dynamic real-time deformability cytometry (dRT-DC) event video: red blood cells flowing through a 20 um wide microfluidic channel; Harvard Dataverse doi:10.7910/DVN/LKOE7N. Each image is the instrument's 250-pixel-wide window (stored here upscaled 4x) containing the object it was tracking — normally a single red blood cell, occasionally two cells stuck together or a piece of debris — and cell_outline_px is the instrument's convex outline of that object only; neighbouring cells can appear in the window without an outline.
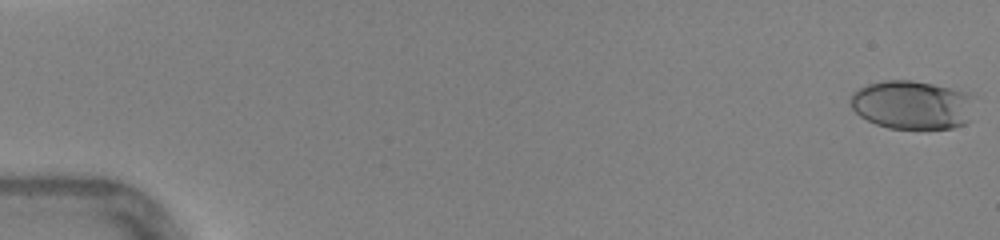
{"species": "human", "species_latin": "Homo sapiens", "temperature_condition": "warm", "stored_images_in_passage": 47, "camera_frame_rate_fps": 3000, "um_per_image_px": 0.085, "donor": {"sex": "female"}, "frame": {"image": 1, "passage_image": 1, "time_ms": 0.0, "image_size_px": [1000, 240], "cell_outline_px": [[976, 96], [968, 120], [964, 124], [952, 128], [888, 128], [876, 124], [860, 116], [852, 108], [852, 92], [868, 84], [884, 80], [912, 80], [932, 84], [968, 92]], "centroid_in_image_um": [77.56, 8.9], "position_along_channel_um": 7.4, "area_um2": 35.14}}
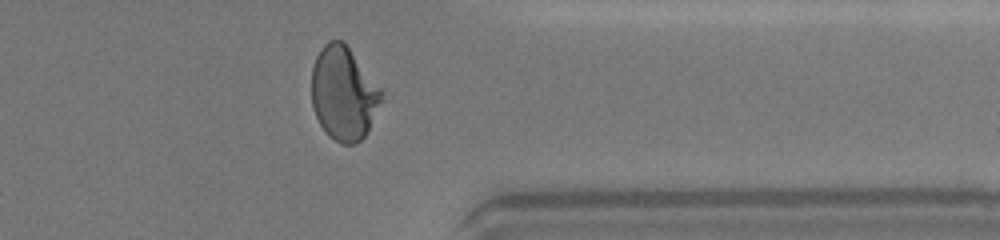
{"frame": {"image": 2, "passage_image": 38, "time_ms": 12.333, "image_size_px": [1000, 240], "cell_outline_px": [[384, 100], [368, 132], [360, 140], [352, 144], [340, 144], [328, 136], [320, 124], [316, 116], [312, 104], [312, 68], [316, 56], [320, 48], [328, 40], [344, 40], [384, 88]], "centroid_in_image_um": [29.27, 7.91], "position_along_channel_um": 382.1, "area_um2": 39.3}}
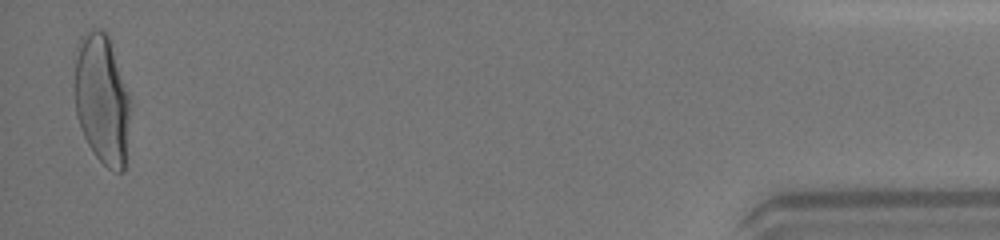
{"frame": {"image": 3, "passage_image": 46, "time_ms": 15.0, "image_size_px": [1000, 240], "cell_outline_px": [[132, 104], [124, 172], [116, 172], [108, 168], [96, 156], [88, 144], [80, 128], [76, 116], [76, 44], [80, 36], [88, 28], [104, 28], [108, 32]], "centroid_in_image_um": [8.69, 8.39], "position_along_channel_um": 426.5, "area_um2": 42.95}, "authors_computed_cell_mechanics": {"area_um2": 38.2636, "velocity_mm_per_s": 4.4051, "shape_relaxation_time_tau1_ms": 3.6502, "shape_relaxation_time_tau2_ms": null, "deformation_change_tau1": 0.1949, "deformation_change_tau2": null}}